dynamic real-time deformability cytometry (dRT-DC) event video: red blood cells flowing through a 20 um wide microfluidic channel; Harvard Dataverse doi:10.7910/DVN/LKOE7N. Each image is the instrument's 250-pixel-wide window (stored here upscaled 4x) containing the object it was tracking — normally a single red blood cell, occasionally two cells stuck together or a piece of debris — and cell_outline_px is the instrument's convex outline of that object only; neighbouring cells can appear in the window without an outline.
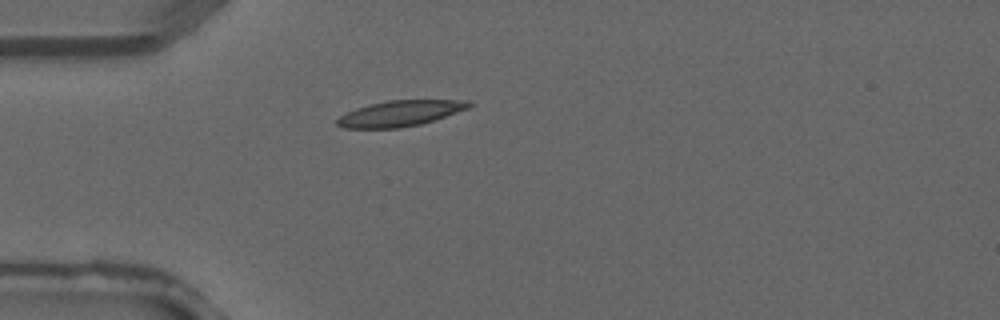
{"species": "common noctule bat (a hibernating species)", "species_latin": "Nyctalus noctula", "temperature_condition": "warm", "stored_images_in_passage": 1, "camera_frame_rate_fps": 3000, "um_per_image_px": 0.085, "animal": {"sex": "male", "forearm_length_mm": 52.5}, "frame": {"image": 1, "passage_image": 1, "time_ms": 0.0, "image_size_px": [1000, 320], "cell_outline_px": [[472, 108], [420, 124], [400, 128], [344, 128], [336, 124], [336, 120], [340, 116], [356, 108], [388, 100], [468, 100], [472, 104]], "centroid_in_image_um": [34.05, 9.64], "position_along_channel_um": 50.9, "area_um2": 19.71}}